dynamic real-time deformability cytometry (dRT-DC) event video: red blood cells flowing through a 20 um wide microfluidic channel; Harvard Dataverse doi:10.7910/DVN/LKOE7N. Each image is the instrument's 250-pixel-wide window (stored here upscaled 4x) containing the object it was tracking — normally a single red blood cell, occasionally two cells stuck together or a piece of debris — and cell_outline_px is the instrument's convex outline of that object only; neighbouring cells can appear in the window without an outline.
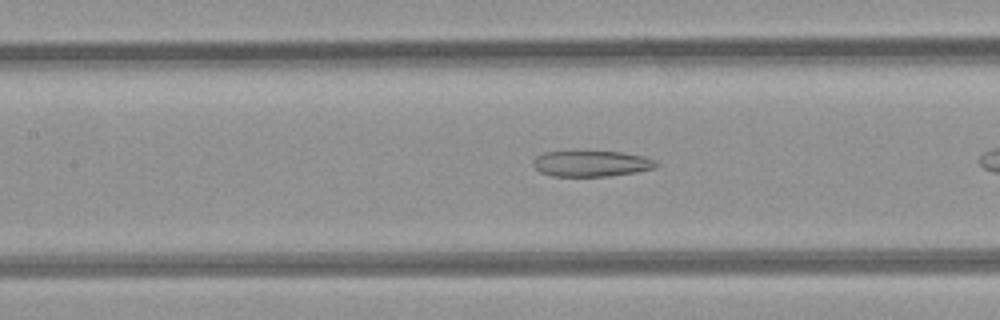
{"species": "common noctule bat (a hibernating species)", "species_latin": "Nyctalus noctula", "temperature_condition": "room temperature", "stored_images_in_passage": 18, "camera_frame_rate_fps": 3000, "um_per_image_px": 0.085, "animal": {"sex": "female", "body_mass_g": 21.9}, "frame": {"image": 1, "passage_image": 8, "time_ms": 2.333, "image_size_px": [1000, 320], "cell_outline_px": [[660, 164], [656, 168], [636, 172], [608, 176], [552, 176], [540, 172], [532, 164], [532, 160], [536, 156], [544, 152], [620, 152], [644, 156], [656, 160]], "centroid_in_image_um": [50.29, 13.91], "position_along_channel_um": 157.1, "area_um2": 18.55}}
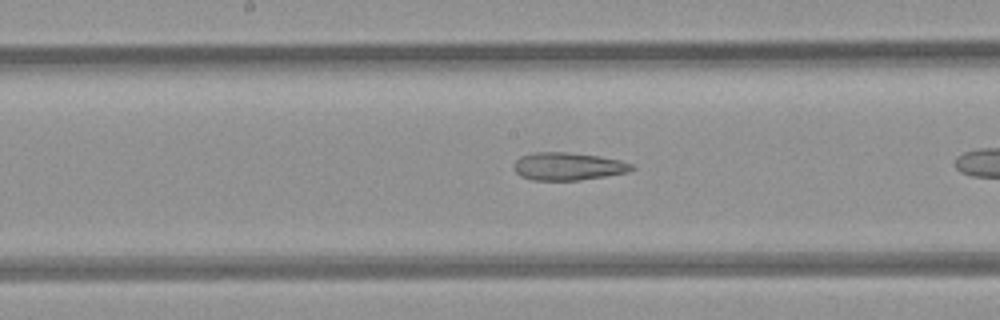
{"frame": {"image": 2, "passage_image": 11, "time_ms": 3.333, "image_size_px": [1000, 320], "cell_outline_px": [[636, 168], [628, 172], [580, 180], [532, 180], [520, 176], [512, 168], [512, 164], [520, 156], [536, 152], [568, 152], [600, 156], [620, 160], [632, 164]], "centroid_in_image_um": [48.25, 14.14], "position_along_channel_um": 199.9, "area_um2": 19.19}}